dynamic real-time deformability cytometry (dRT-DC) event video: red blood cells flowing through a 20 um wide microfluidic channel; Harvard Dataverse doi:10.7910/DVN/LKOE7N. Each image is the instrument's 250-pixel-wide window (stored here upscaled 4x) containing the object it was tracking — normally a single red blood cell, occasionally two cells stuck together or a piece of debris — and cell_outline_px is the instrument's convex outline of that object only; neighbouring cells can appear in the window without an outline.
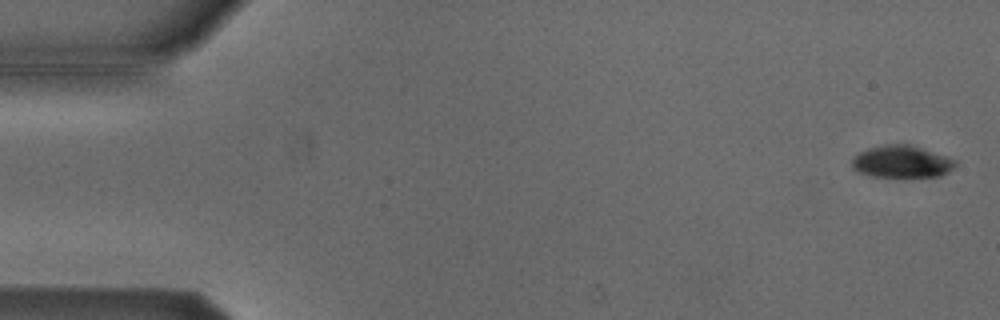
{"species": "Egyptian fruit bat (a non-hibernating species)", "species_latin": "Rousettus aegyptiacus", "temperature_condition": "cold", "stored_images_in_passage": 3, "camera_frame_rate_fps": 3000, "um_per_image_px": 0.085, "animal": {"sex": "male"}, "frame": {"image": 1, "passage_image": 1, "time_ms": 0.0, "image_size_px": [1000, 320], "cell_outline_px": [[956, 164], [948, 172], [940, 176], [872, 176], [860, 172], [852, 168], [852, 160], [860, 152], [868, 148], [884, 144], [908, 144], [956, 160]], "centroid_in_image_um": [76.62, 13.74], "position_along_channel_um": 8.4, "area_um2": 18.9}}